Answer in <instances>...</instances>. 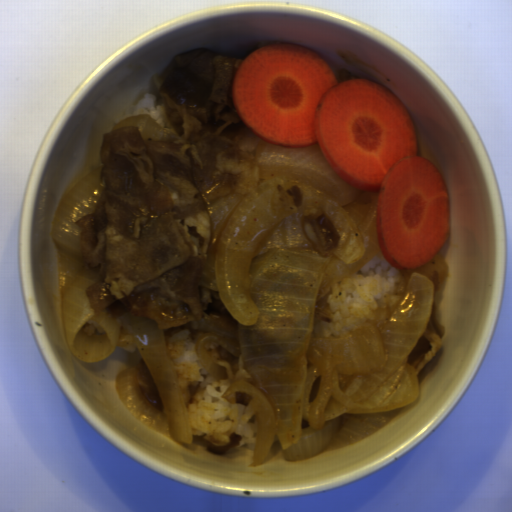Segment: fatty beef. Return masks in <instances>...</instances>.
Returning <instances> with one entry per match:
<instances>
[{"mask_svg":"<svg viewBox=\"0 0 512 512\" xmlns=\"http://www.w3.org/2000/svg\"><path fill=\"white\" fill-rule=\"evenodd\" d=\"M241 63L205 46L178 53L154 77L172 127L146 113L103 134V190L75 224L83 263L100 276L85 292L96 315L136 313L161 330L196 319L238 329L202 274L211 203L256 190L265 147L233 104Z\"/></svg>","mask_w":512,"mask_h":512,"instance_id":"fatty-beef-1","label":"fatty beef"},{"mask_svg":"<svg viewBox=\"0 0 512 512\" xmlns=\"http://www.w3.org/2000/svg\"><path fill=\"white\" fill-rule=\"evenodd\" d=\"M203 348L206 354L217 364L225 368L228 373V378H226L227 388L222 397L227 399L230 404H242L248 407L254 397L242 390L233 392V384L237 380L249 379L250 377L243 368L242 354L239 353L237 356L215 339L205 341Z\"/></svg>","mask_w":512,"mask_h":512,"instance_id":"fatty-beef-2","label":"fatty beef"},{"mask_svg":"<svg viewBox=\"0 0 512 512\" xmlns=\"http://www.w3.org/2000/svg\"><path fill=\"white\" fill-rule=\"evenodd\" d=\"M301 229L319 256L331 255L340 243L337 226L319 208H310L302 218Z\"/></svg>","mask_w":512,"mask_h":512,"instance_id":"fatty-beef-3","label":"fatty beef"},{"mask_svg":"<svg viewBox=\"0 0 512 512\" xmlns=\"http://www.w3.org/2000/svg\"><path fill=\"white\" fill-rule=\"evenodd\" d=\"M444 334L445 329L438 321L436 304L433 303L428 324L406 359L418 376L438 353Z\"/></svg>","mask_w":512,"mask_h":512,"instance_id":"fatty-beef-4","label":"fatty beef"},{"mask_svg":"<svg viewBox=\"0 0 512 512\" xmlns=\"http://www.w3.org/2000/svg\"><path fill=\"white\" fill-rule=\"evenodd\" d=\"M304 203L303 191L297 186L282 188L281 184L275 187L271 212L276 218H286L298 212Z\"/></svg>","mask_w":512,"mask_h":512,"instance_id":"fatty-beef-5","label":"fatty beef"},{"mask_svg":"<svg viewBox=\"0 0 512 512\" xmlns=\"http://www.w3.org/2000/svg\"><path fill=\"white\" fill-rule=\"evenodd\" d=\"M134 379L146 401L159 412L164 411L158 388L145 361L141 359L134 367Z\"/></svg>","mask_w":512,"mask_h":512,"instance_id":"fatty-beef-6","label":"fatty beef"},{"mask_svg":"<svg viewBox=\"0 0 512 512\" xmlns=\"http://www.w3.org/2000/svg\"><path fill=\"white\" fill-rule=\"evenodd\" d=\"M407 278L414 272L420 273L433 282L434 294H439L447 280V266L437 254L426 264L411 269H399Z\"/></svg>","mask_w":512,"mask_h":512,"instance_id":"fatty-beef-7","label":"fatty beef"},{"mask_svg":"<svg viewBox=\"0 0 512 512\" xmlns=\"http://www.w3.org/2000/svg\"><path fill=\"white\" fill-rule=\"evenodd\" d=\"M203 442L206 447V451L213 456L226 455L231 449L238 447L241 444V434L237 432L230 433L228 441H222L211 435H205Z\"/></svg>","mask_w":512,"mask_h":512,"instance_id":"fatty-beef-8","label":"fatty beef"},{"mask_svg":"<svg viewBox=\"0 0 512 512\" xmlns=\"http://www.w3.org/2000/svg\"><path fill=\"white\" fill-rule=\"evenodd\" d=\"M315 318H318L324 323L333 322L331 315V307L329 306L327 299L324 297L317 301L314 309Z\"/></svg>","mask_w":512,"mask_h":512,"instance_id":"fatty-beef-9","label":"fatty beef"}]
</instances>
